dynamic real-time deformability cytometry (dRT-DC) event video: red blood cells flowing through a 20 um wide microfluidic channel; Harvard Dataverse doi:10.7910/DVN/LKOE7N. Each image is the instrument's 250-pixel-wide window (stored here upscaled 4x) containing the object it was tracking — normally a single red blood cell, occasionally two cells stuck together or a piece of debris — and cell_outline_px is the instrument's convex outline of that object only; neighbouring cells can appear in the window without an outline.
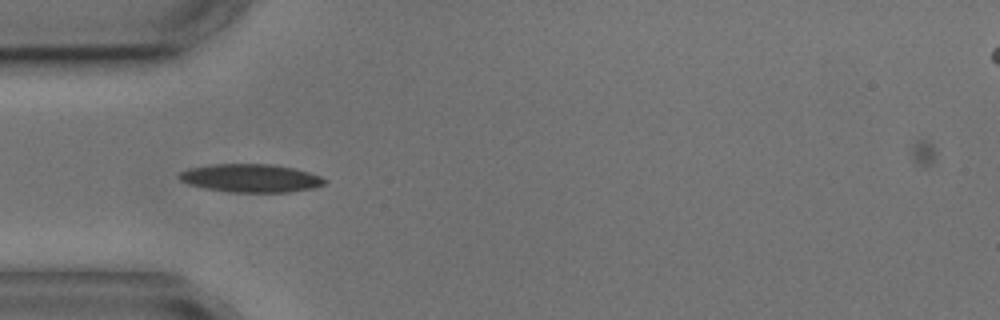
{"species": "common noctule bat (a hibernating species)", "species_latin": "Nyctalus noctula", "temperature_condition": "cold", "stored_images_in_passage": 6, "camera_frame_rate_fps": 3000, "um_per_image_px": 0.085, "animal": {"sex": "male", "body_mass_g": 17.9, "forearm_length_mm": 54.2}, "frame": {"image": 1, "passage_image": 5, "time_ms": 5.0, "image_size_px": [1000, 320], "cell_outline_px": [[328, 180], [324, 184], [312, 188], [288, 192], [232, 192], [204, 188], [188, 184], [180, 180], [176, 176], [180, 172], [188, 168], [212, 164], [272, 164], [292, 168], [308, 172], [320, 176]], "centroid_in_image_um": [21.27, 15.14], "position_along_channel_um": 63.7, "area_um2": 23.87}}